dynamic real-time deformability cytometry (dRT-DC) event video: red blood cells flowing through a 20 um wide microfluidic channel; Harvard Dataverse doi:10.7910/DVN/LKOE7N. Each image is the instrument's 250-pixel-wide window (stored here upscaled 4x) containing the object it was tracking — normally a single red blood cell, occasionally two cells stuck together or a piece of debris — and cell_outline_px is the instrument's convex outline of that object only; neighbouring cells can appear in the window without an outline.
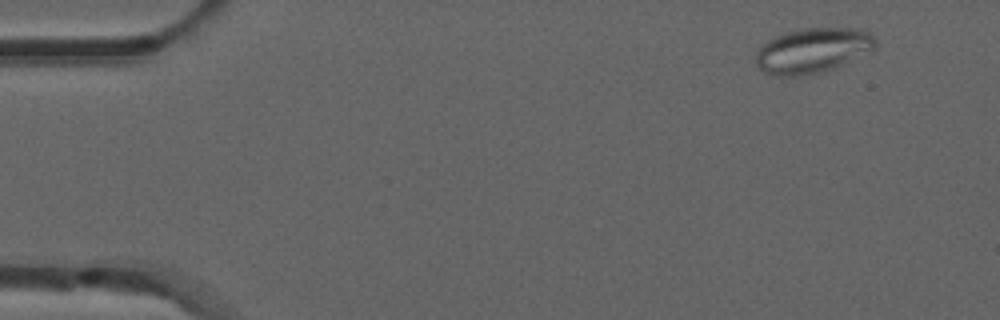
{"species": "common noctule bat (a hibernating species)", "species_latin": "Nyctalus noctula", "temperature_condition": "room temperature", "stored_images_in_passage": 4, "camera_frame_rate_fps": 3000, "um_per_image_px": 0.085, "animal": {"sex": "male", "forearm_length_mm": 52.5}, "frame": {"image": 1, "passage_image": 1, "time_ms": 0.0, "image_size_px": [1000, 320], "cell_outline_px": [[876, 48], [824, 72], [800, 76], [776, 76], [764, 72], [756, 64], [756, 52], [768, 40], [784, 32], [804, 28], [856, 28], [868, 32], [876, 40]], "centroid_in_image_um": [69.05, 4.29], "position_along_channel_um": 15.9, "area_um2": 31.21}}